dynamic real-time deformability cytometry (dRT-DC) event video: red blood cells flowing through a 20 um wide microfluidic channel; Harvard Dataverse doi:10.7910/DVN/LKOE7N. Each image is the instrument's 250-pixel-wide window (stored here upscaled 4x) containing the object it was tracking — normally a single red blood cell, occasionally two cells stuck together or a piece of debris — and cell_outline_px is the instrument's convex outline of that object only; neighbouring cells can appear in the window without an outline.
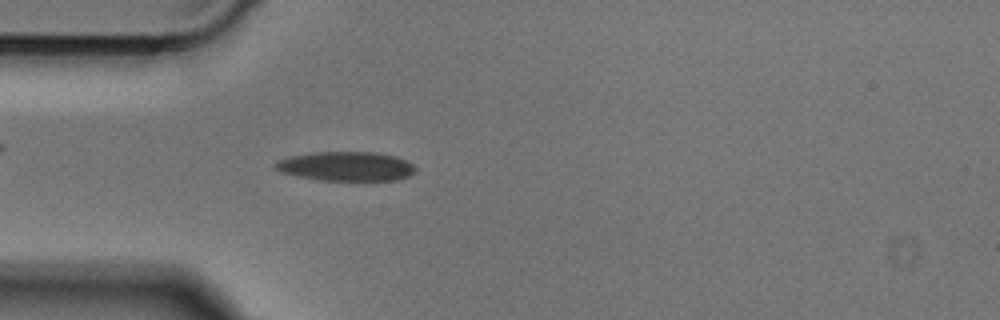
{"species": "Egyptian fruit bat (a non-hibernating species)", "species_latin": "Rousettus aegyptiacus", "temperature_condition": "cold", "stored_images_in_passage": 48, "camera_frame_rate_fps": 3000, "um_per_image_px": 0.085, "animal": {"sex": "male"}, "frame": {"image": 1, "passage_image": 13, "time_ms": 4.0, "image_size_px": [1000, 320], "cell_outline_px": [[416, 172], [408, 176], [396, 180], [320, 180], [296, 176], [280, 172], [272, 164], [276, 160], [288, 156], [312, 152], [376, 152], [396, 156], [408, 160], [416, 168]], "centroid_in_image_um": [29.4, 14.12], "position_along_channel_um": 55.6, "area_um2": 24.22}}
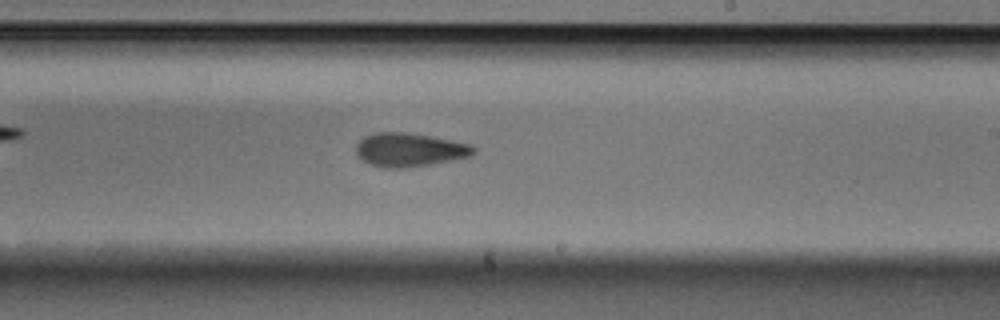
{"frame": {"image": 2, "passage_image": 28, "time_ms": 9.0, "image_size_px": [1000, 320], "cell_outline_px": [[476, 152], [472, 156], [432, 164], [408, 168], [384, 168], [368, 164], [360, 160], [356, 156], [356, 144], [364, 136], [376, 132], [404, 132], [452, 140], [472, 144], [476, 148]], "centroid_in_image_um": [34.79, 12.75], "position_along_channel_um": 254.2, "area_um2": 23.41}}
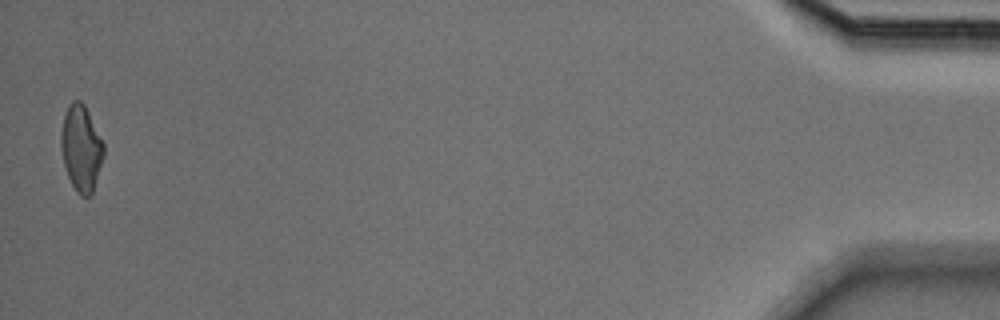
{"frame": {"image": 3, "passage_image": 48, "time_ms": 15.667, "image_size_px": [1000, 320], "cell_outline_px": [[104, 156], [92, 196], [80, 196], [76, 192], [68, 176], [64, 164], [60, 148], [60, 136], [64, 116], [68, 104], [72, 100], [80, 100], [84, 104], [104, 140]], "centroid_in_image_um": [6.91, 12.59], "position_along_channel_um": 428.3, "area_um2": 21.79}}